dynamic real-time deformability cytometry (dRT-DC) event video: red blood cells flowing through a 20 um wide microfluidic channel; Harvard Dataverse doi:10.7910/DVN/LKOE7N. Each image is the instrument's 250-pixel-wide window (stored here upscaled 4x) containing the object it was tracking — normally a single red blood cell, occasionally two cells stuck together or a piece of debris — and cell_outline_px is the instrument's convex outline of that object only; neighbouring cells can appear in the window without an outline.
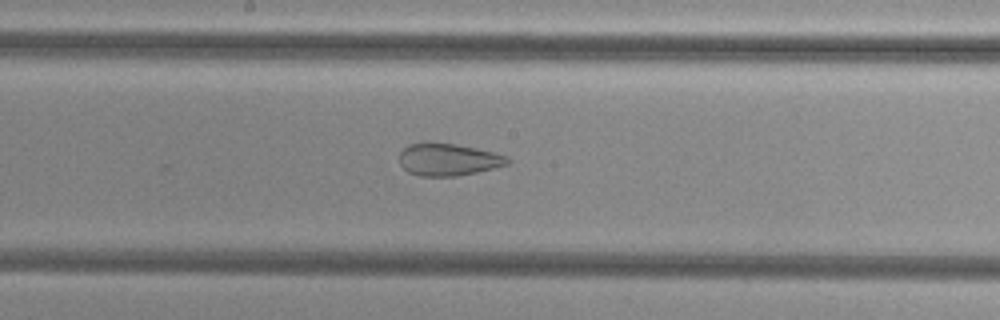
{"species": "common noctule bat (a hibernating species)", "species_latin": "Nyctalus noctula", "temperature_condition": "cold", "stored_images_in_passage": 44, "camera_frame_rate_fps": 3000, "um_per_image_px": 0.085, "animal": {"sex": "female", "body_mass_g": 29.2, "forearm_length_mm": 56.3}, "frame": {"image": 1, "passage_image": 29, "time_ms": 9.333, "image_size_px": [1000, 320], "cell_outline_px": [[512, 160], [508, 164], [476, 172], [456, 176], [420, 176], [408, 172], [400, 164], [400, 152], [408, 144], [424, 140], [456, 144], [496, 152], [508, 156]], "centroid_in_image_um": [38.09, 13.53], "position_along_channel_um": 210.1, "area_um2": 20.75}}
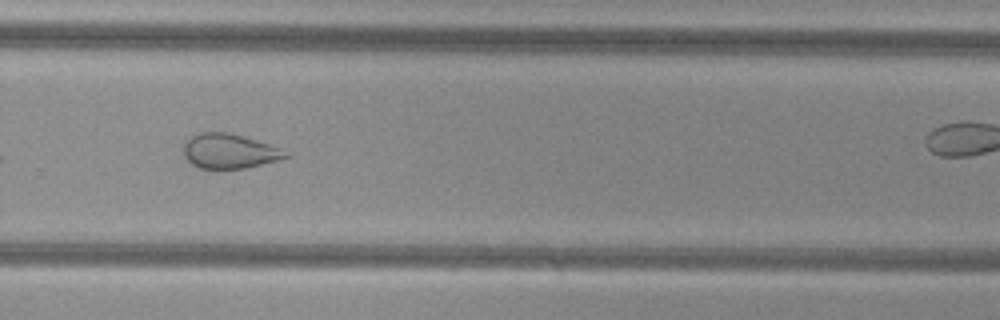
{"frame": {"image": 2, "passage_image": 37, "time_ms": 12.0, "image_size_px": [1000, 320], "cell_outline_px": [[292, 156], [280, 160], [244, 168], [200, 168], [192, 164], [184, 156], [184, 140], [200, 132], [228, 132], [284, 148], [292, 152]], "centroid_in_image_um": [19.57, 12.84], "position_along_channel_um": 310.2, "area_um2": 20.87}}
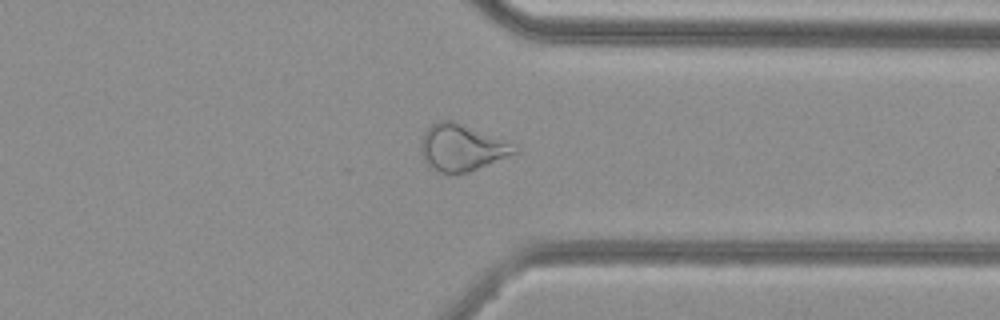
{"frame": {"image": 3, "passage_image": 42, "time_ms": 13.667, "image_size_px": [1000, 320], "cell_outline_px": [[520, 152], [468, 172], [456, 176], [440, 172], [432, 168], [424, 160], [420, 148], [420, 140], [424, 132], [436, 120], [452, 120], [516, 144], [520, 148]], "centroid_in_image_um": [39.26, 12.56], "position_along_channel_um": 372.1, "area_um2": 25.84}}